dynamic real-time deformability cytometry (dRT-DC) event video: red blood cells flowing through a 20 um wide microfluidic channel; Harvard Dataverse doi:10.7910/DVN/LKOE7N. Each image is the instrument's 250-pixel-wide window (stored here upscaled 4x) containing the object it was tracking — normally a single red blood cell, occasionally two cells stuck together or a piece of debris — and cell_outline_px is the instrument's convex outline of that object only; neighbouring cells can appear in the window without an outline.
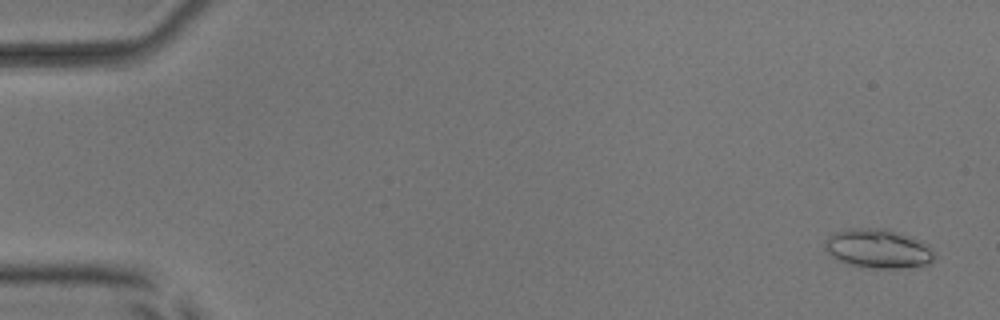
{"species": "common noctule bat (a hibernating species)", "species_latin": "Nyctalus noctula", "temperature_condition": "room temperature", "stored_images_in_passage": 55, "camera_frame_rate_fps": 3000, "um_per_image_px": 0.085, "animal": {"sex": "male", "body_mass_g": 17.9, "forearm_length_mm": 54.2}, "frame": {"image": 1, "passage_image": 3, "time_ms": 0.667, "image_size_px": [1000, 320], "cell_outline_px": [[936, 260], [932, 264], [896, 268], [868, 268], [848, 264], [832, 256], [824, 248], [824, 240], [828, 236], [836, 232], [848, 228], [884, 228], [900, 232], [920, 240], [928, 244], [936, 256]], "centroid_in_image_um": [74.67, 21.13], "position_along_channel_um": 10.3, "area_um2": 25.26}}
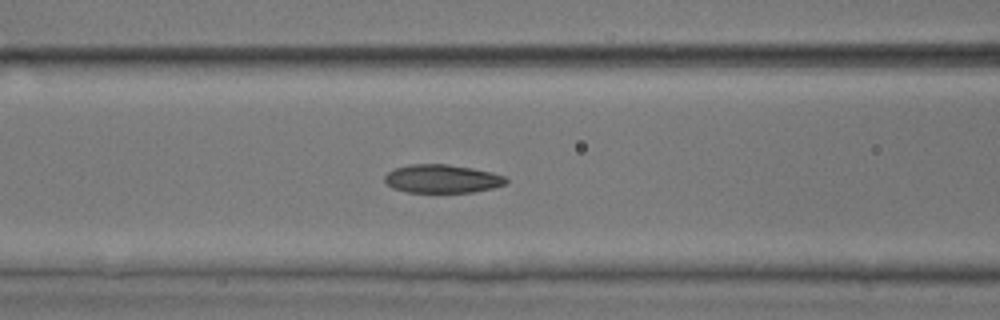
{"frame": {"image": 2, "passage_image": 24, "time_ms": 7.667, "image_size_px": [1000, 320], "cell_outline_px": [[508, 180], [504, 184], [492, 188], [472, 192], [408, 192], [392, 188], [384, 180], [384, 176], [388, 172], [396, 168], [408, 164], [448, 164], [472, 168], [492, 172], [504, 176]], "centroid_in_image_um": [37.56, 15.19], "position_along_channel_um": 129.0, "area_um2": 20.0}}
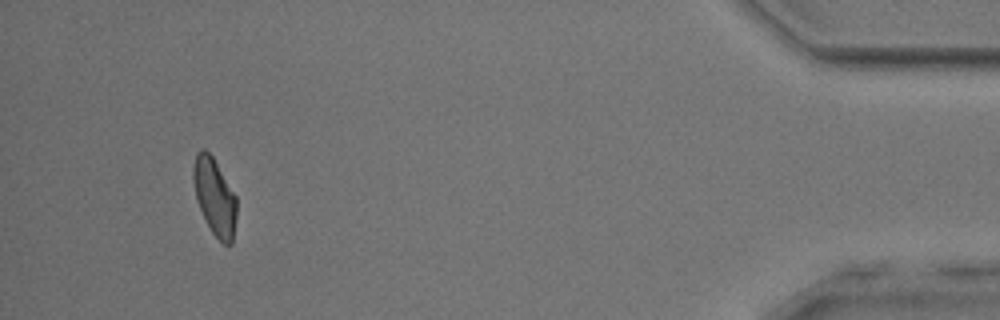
{"frame": {"image": 3, "passage_image": 52, "time_ms": 17.0, "image_size_px": [1000, 320], "cell_outline_px": [[236, 216], [232, 244], [224, 244], [212, 232], [196, 200], [192, 176], [192, 168], [196, 152], [200, 148], [204, 148], [212, 156], [236, 196]], "centroid_in_image_um": [18.22, 16.68], "position_along_channel_um": 417.0, "area_um2": 19.25}, "authors_computed_cell_mechanics": {"area_um2": 20.5768, "velocity_mm_per_s": 3.8079, "shape_relaxation_time_tau1_ms": 9.0964, "shape_relaxation_time_tau2_ms": 2.6983, "deformation_change_tau1": 0.1745, "deformation_change_tau2": 0.0915}}